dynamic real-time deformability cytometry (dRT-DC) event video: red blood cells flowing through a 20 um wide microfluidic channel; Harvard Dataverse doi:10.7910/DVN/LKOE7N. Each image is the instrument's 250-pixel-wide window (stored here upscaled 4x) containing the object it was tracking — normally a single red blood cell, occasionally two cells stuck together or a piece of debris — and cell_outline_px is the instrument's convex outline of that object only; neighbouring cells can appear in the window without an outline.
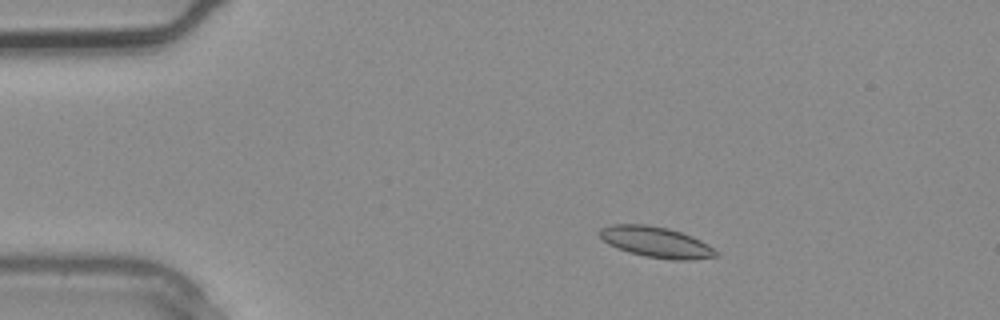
{"species": "common noctule bat (a hibernating species)", "species_latin": "Nyctalus noctula", "temperature_condition": "warm", "stored_images_in_passage": 2, "camera_frame_rate_fps": 3000, "um_per_image_px": 0.085, "animal": {"sex": "male", "body_mass_g": 20.4}, "frame": {"image": 1, "passage_image": 1, "time_ms": 0.0, "image_size_px": [1000, 320], "cell_outline_px": [[716, 256], [692, 260], [672, 260], [644, 256], [628, 252], [616, 248], [608, 244], [596, 232], [600, 228], [612, 224], [648, 224], [668, 228], [692, 236], [708, 244], [716, 252]], "centroid_in_image_um": [55.71, 20.57], "position_along_channel_um": 29.3, "area_um2": 20.92}}